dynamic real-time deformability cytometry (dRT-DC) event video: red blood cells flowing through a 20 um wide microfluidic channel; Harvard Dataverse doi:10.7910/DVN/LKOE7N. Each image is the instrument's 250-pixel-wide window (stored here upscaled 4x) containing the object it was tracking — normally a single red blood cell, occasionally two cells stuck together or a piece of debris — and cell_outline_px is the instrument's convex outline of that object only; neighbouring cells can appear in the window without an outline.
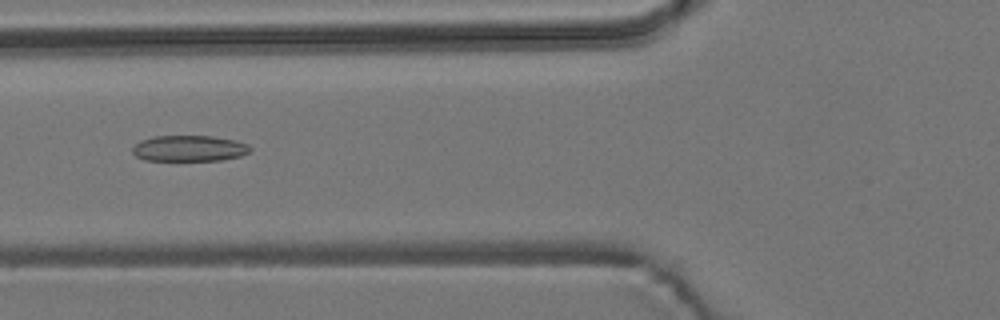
{"species": "common noctule bat (a hibernating species)", "species_latin": "Nyctalus noctula", "temperature_condition": "room temperature", "stored_images_in_passage": 6, "camera_frame_rate_fps": 3000, "um_per_image_px": 0.085, "animal": {"sex": "male", "body_mass_g": 19.2, "forearm_length_mm": 51.8}, "frame": {"image": 1, "passage_image": 4, "time_ms": 1.0, "image_size_px": [1000, 320], "cell_outline_px": [[252, 148], [248, 152], [240, 156], [220, 160], [144, 160], [136, 156], [132, 152], [132, 148], [140, 140], [152, 136], [212, 136], [236, 140], [248, 144]], "centroid_in_image_um": [16.07, 12.6], "position_along_channel_um": 109.7, "area_um2": 17.8}}
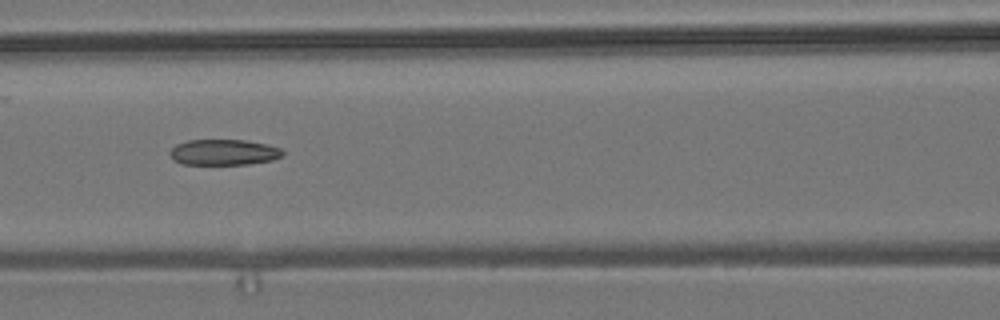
{"frame": {"image": 2, "passage_image": 5, "time_ms": 1.333, "image_size_px": [1000, 320], "cell_outline_px": [[284, 156], [272, 160], [248, 164], [184, 164], [172, 160], [168, 152], [176, 144], [188, 140], [244, 140], [264, 144], [280, 148], [284, 152]], "centroid_in_image_um": [18.99, 12.94], "position_along_channel_um": 147.6, "area_um2": 16.94}}
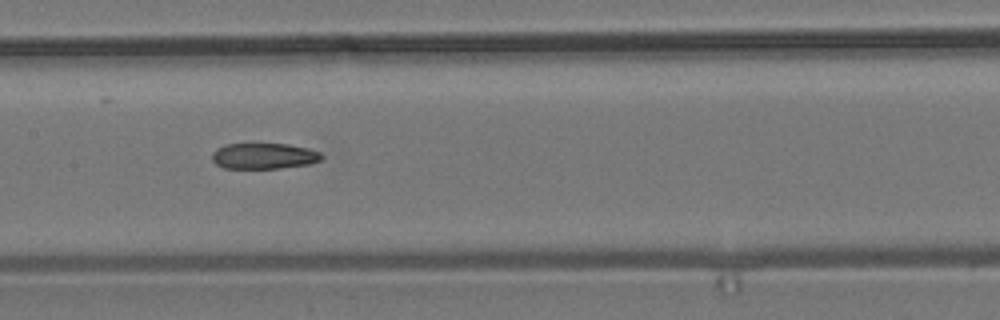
{"frame": {"image": 3, "passage_image": 6, "time_ms": 1.667, "image_size_px": [1000, 320], "cell_outline_px": [[324, 156], [320, 160], [308, 164], [280, 168], [224, 168], [216, 164], [212, 160], [212, 152], [216, 148], [228, 144], [288, 144], [308, 148], [320, 152]], "centroid_in_image_um": [22.42, 13.26], "position_along_channel_um": 185.0, "area_um2": 16.47}}